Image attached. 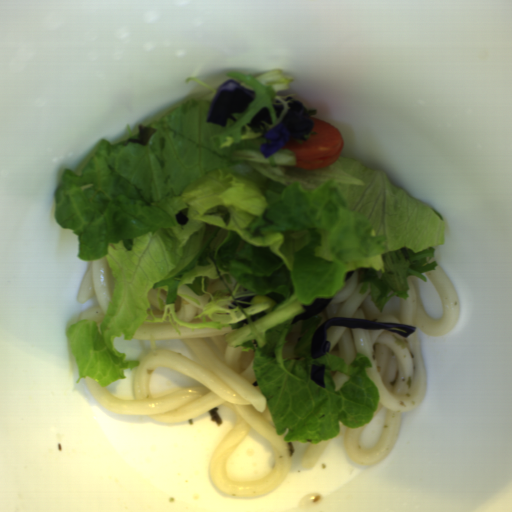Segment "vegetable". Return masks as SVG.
<instances>
[{
    "instance_id": "vegetable-1",
    "label": "vegetable",
    "mask_w": 512,
    "mask_h": 512,
    "mask_svg": "<svg viewBox=\"0 0 512 512\" xmlns=\"http://www.w3.org/2000/svg\"><path fill=\"white\" fill-rule=\"evenodd\" d=\"M255 92L244 113L226 127L207 123L220 85L187 78L206 88L143 123L155 130L145 145L107 138L74 169H65L54 192L56 222L77 235V256L106 258L115 282L100 323L73 321L65 330L80 376L102 389L126 379L141 362L117 350L143 323L222 328L228 344L254 350V373L277 435L285 443H322L368 423L379 401L366 375L364 353L354 361L329 351L311 355L319 312L291 324L316 299H334L354 270L371 287L382 313L392 297L406 299L407 279L425 280L438 266L436 249L444 220L428 204L394 185L380 169L339 155L327 167L295 168L296 155L279 149L266 158L265 133L282 121L294 95V79L279 70L253 77L225 74ZM282 102L280 118L272 103ZM267 107L272 125L249 127ZM190 219L180 225L175 214ZM210 295L202 313L188 322L174 317L182 285ZM167 294L162 316L150 311L147 293ZM301 337L293 355L283 348L291 327ZM326 366V388L313 382L310 364ZM332 372L349 376L335 391Z\"/></svg>"
}]
</instances>
